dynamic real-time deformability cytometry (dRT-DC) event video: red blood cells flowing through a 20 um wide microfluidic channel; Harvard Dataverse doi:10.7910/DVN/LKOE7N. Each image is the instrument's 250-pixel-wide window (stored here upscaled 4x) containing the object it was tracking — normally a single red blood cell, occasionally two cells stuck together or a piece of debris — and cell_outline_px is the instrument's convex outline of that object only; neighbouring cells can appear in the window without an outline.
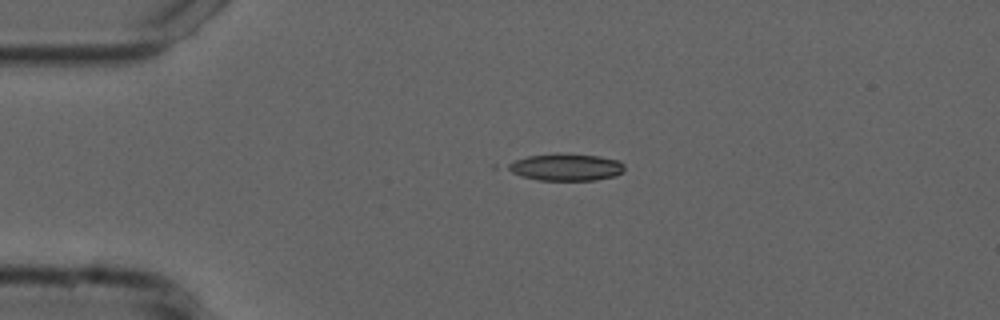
{"species": "common noctule bat (a hibernating species)", "species_latin": "Nyctalus noctula", "temperature_condition": "cold", "stored_images_in_passage": 43, "camera_frame_rate_fps": 3000, "um_per_image_px": 0.085, "animal": {"sex": "male", "forearm_length_mm": 52.5}, "frame": {"image": 1, "passage_image": 1, "time_ms": 0.0, "image_size_px": [1000, 320], "cell_outline_px": [[624, 172], [616, 176], [596, 180], [540, 180], [520, 176], [504, 168], [508, 164], [516, 160], [528, 156], [600, 156], [620, 160], [624, 164]], "centroid_in_image_um": [48.16, 14.26], "position_along_channel_um": 36.8, "area_um2": 17.69}}
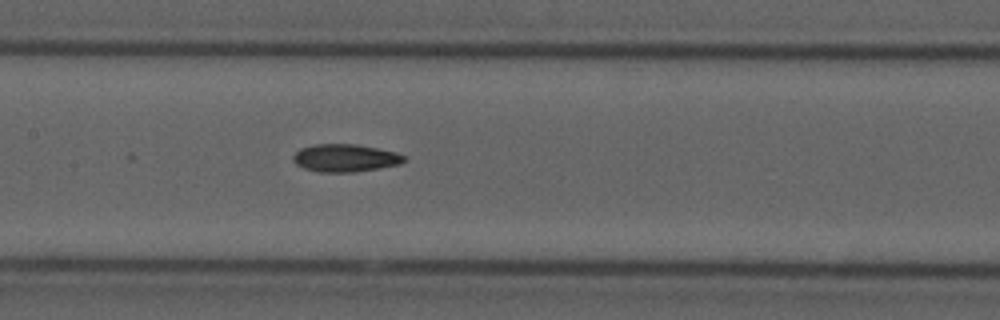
{"frame": {"image": 2, "passage_image": 15, "time_ms": 4.667, "image_size_px": [1000, 320], "cell_outline_px": [[408, 160], [400, 164], [380, 168], [352, 172], [320, 172], [304, 168], [296, 164], [292, 160], [292, 156], [300, 148], [316, 144], [356, 144], [396, 152], [404, 156]], "centroid_in_image_um": [29.34, 13.43], "position_along_channel_um": 178.1, "area_um2": 17.92}}
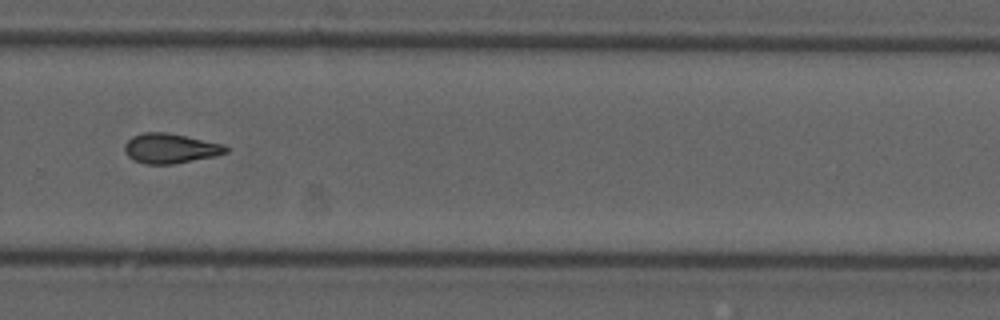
{"frame": {"image": 3, "passage_image": 26, "time_ms": 8.333, "image_size_px": [1000, 320], "cell_outline_px": [[228, 152], [216, 156], [172, 164], [144, 164], [132, 160], [124, 152], [124, 144], [132, 136], [144, 132], [164, 132], [224, 144], [228, 148]], "centroid_in_image_um": [14.45, 12.62], "position_along_channel_um": 315.4, "area_um2": 17.63}, "authors_computed_cell_mechanics": {"area_um2": 17.5712, "velocity_mm_per_s": 3.7676, "shape_relaxation_time_tau1_ms": null, "shape_relaxation_time_tau2_ms": 4.1249, "deformation_change_tau1": null, "deformation_change_tau2": 0.1188}}